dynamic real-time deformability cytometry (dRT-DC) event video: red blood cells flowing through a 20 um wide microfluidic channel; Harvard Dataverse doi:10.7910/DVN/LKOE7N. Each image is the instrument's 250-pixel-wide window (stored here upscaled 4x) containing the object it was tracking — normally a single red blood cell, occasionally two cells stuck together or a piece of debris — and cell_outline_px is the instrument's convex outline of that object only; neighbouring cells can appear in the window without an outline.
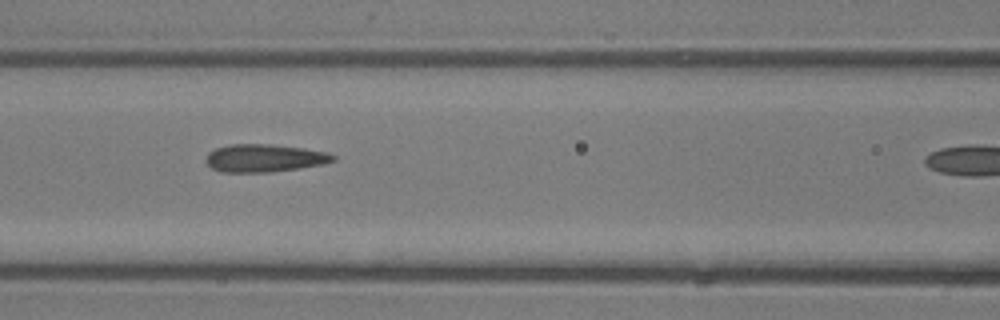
{"species": "common noctule bat (a hibernating species)", "species_latin": "Nyctalus noctula", "temperature_condition": "room temperature", "stored_images_in_passage": 12, "camera_frame_rate_fps": 3000, "um_per_image_px": 0.085, "animal": {"sex": "male", "body_mass_g": 13.3}, "frame": {"image": 1, "passage_image": 9, "time_ms": 2.667, "image_size_px": [1000, 320], "cell_outline_px": [[336, 160], [324, 164], [300, 168], [272, 172], [220, 172], [212, 168], [204, 160], [208, 152], [216, 148], [228, 144], [268, 144], [304, 148], [328, 152], [336, 156]], "centroid_in_image_um": [22.48, 13.44], "position_along_channel_um": 144.1, "area_um2": 20.81}}